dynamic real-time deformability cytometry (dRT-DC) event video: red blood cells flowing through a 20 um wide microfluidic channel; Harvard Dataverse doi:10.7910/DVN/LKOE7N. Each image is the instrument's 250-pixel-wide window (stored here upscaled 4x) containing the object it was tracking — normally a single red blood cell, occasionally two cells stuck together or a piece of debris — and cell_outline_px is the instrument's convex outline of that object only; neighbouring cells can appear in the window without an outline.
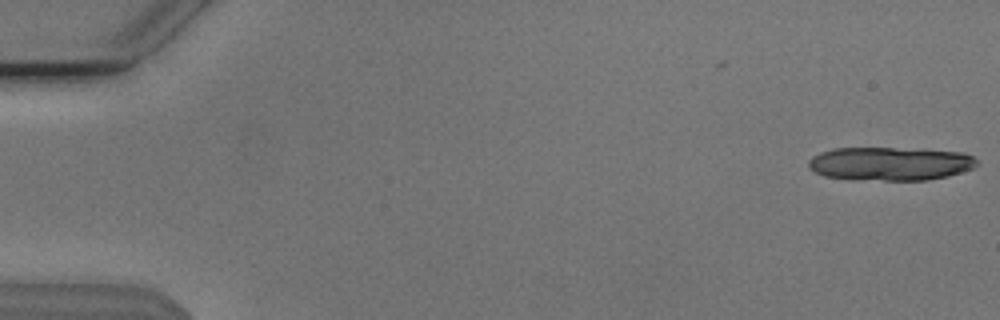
{"species": "Egyptian fruit bat (a non-hibernating species)", "species_latin": "Rousettus aegyptiacus", "temperature_condition": "cold", "stored_images_in_passage": 15, "camera_frame_rate_fps": 3000, "um_per_image_px": 0.085, "animal": {"sex": "male"}, "frame": {"image": 1, "passage_image": 1, "time_ms": 0.0, "image_size_px": [1000, 320], "cell_outline_px": [[980, 164], [972, 168], [948, 176], [924, 180], [852, 180], [824, 176], [808, 168], [808, 160], [812, 156], [820, 152], [836, 148], [892, 148], [964, 152], [972, 156]], "centroid_in_image_um": [75.62, 13.92], "position_along_channel_um": 9.4, "area_um2": 32.95}}